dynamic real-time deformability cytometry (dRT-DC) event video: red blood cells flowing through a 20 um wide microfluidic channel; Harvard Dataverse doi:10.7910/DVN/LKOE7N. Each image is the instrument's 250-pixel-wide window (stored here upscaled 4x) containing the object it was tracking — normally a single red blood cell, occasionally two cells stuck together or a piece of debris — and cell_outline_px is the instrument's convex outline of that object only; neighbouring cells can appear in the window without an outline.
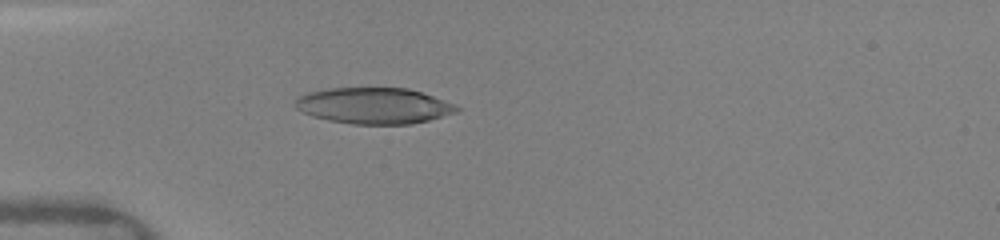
{"species": "human", "species_latin": "Homo sapiens", "temperature_condition": "warm", "stored_images_in_passage": 17, "camera_frame_rate_fps": 3000, "um_per_image_px": 0.085, "donor": {"sex": "female"}, "frame": {"image": 1, "passage_image": 2, "time_ms": 0.333, "image_size_px": [1000, 240], "cell_outline_px": [[460, 108], [456, 112], [428, 120], [412, 124], [352, 124], [328, 120], [312, 116], [296, 108], [292, 104], [300, 96], [308, 92], [328, 88], [408, 88], [456, 104]], "centroid_in_image_um": [31.76, 8.99], "position_along_channel_um": 53.2, "area_um2": 33.87}}
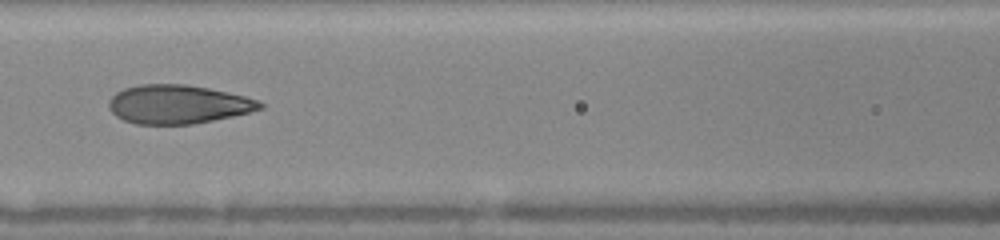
{"frame": {"image": 2, "passage_image": 11, "time_ms": 3.0, "image_size_px": [1000, 240], "cell_outline_px": [[264, 108], [232, 116], [192, 124], [136, 124], [124, 120], [116, 116], [108, 108], [108, 104], [112, 96], [116, 92], [124, 88], [140, 84], [188, 84], [208, 88], [244, 96], [260, 100], [264, 104]], "centroid_in_image_um": [15.12, 8.86], "position_along_channel_um": 151.5, "area_um2": 34.1}}
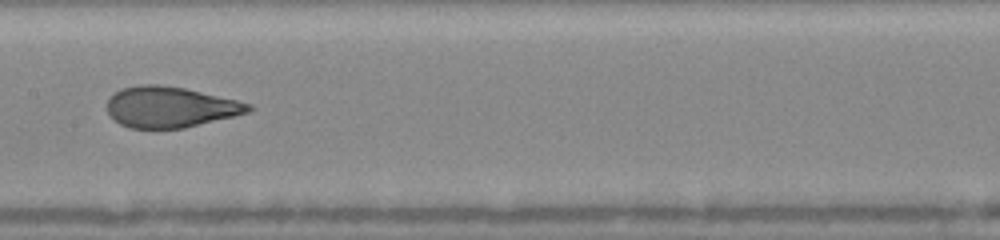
{"frame": {"image": 3, "passage_image": 16, "time_ms": 4.0, "image_size_px": [1000, 240], "cell_outline_px": [[252, 108], [248, 112], [236, 116], [184, 128], [128, 128], [120, 124], [108, 112], [108, 96], [112, 92], [120, 88], [140, 84], [160, 84], [184, 88], [236, 100], [252, 104]], "centroid_in_image_um": [14.44, 9.09], "position_along_channel_um": 193.0, "area_um2": 33.7}}